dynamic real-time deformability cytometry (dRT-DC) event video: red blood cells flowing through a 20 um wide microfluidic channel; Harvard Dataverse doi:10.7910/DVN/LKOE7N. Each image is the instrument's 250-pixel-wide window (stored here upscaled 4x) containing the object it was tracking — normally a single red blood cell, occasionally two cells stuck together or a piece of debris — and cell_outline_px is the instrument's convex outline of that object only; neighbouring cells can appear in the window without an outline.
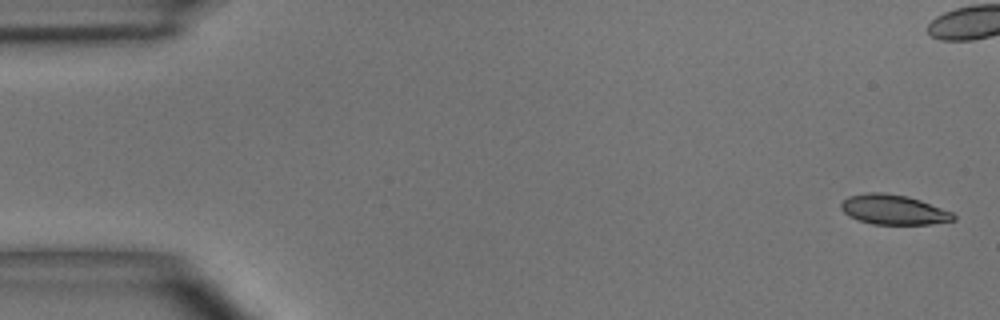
{"species": "common noctule bat (a hibernating species)", "species_latin": "Nyctalus noctula", "temperature_condition": "room temperature", "stored_images_in_passage": 3, "camera_frame_rate_fps": 3000, "um_per_image_px": 0.085, "animal": {"sex": "male", "body_mass_g": 15.6}, "frame": {"image": 1, "passage_image": 1, "time_ms": 0.0, "image_size_px": [1000, 320], "cell_outline_px": [[956, 220], [928, 224], [872, 224], [860, 220], [844, 212], [840, 208], [840, 204], [848, 196], [868, 192], [880, 192], [908, 196], [920, 200], [952, 212], [956, 216]], "centroid_in_image_um": [75.96, 17.81], "position_along_channel_um": 9.0, "area_um2": 19.36}}